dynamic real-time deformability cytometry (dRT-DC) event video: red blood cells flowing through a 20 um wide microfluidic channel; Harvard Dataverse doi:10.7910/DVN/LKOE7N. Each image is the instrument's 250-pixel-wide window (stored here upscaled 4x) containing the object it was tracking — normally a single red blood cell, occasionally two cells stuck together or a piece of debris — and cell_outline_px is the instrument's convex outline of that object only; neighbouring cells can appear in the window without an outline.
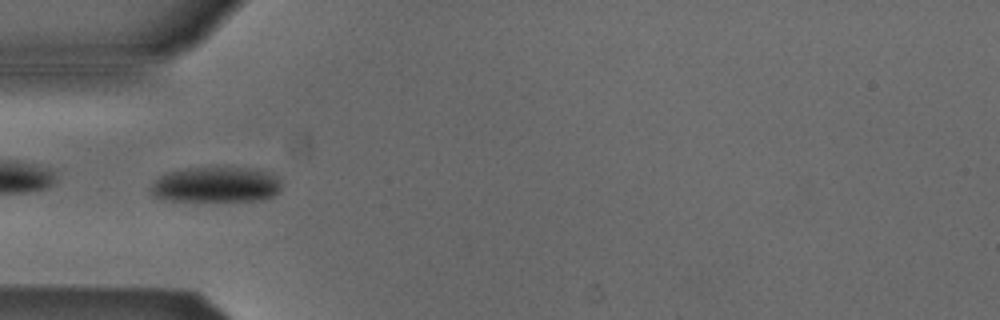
{"species": "Egyptian fruit bat (a non-hibernating species)", "species_latin": "Rousettus aegyptiacus", "temperature_condition": "cold", "stored_images_in_passage": 52, "camera_frame_rate_fps": 3000, "um_per_image_px": 0.085, "animal": {"sex": "male"}, "frame": {"image": 1, "passage_image": 16, "time_ms": 5.0, "image_size_px": [1000, 320], "cell_outline_px": [[280, 192], [264, 200], [164, 200], [148, 192], [152, 184], [160, 176], [168, 172], [188, 168], [256, 168], [272, 172], [280, 176]], "centroid_in_image_um": [18.42, 15.69], "position_along_channel_um": 66.6, "area_um2": 27.11}}
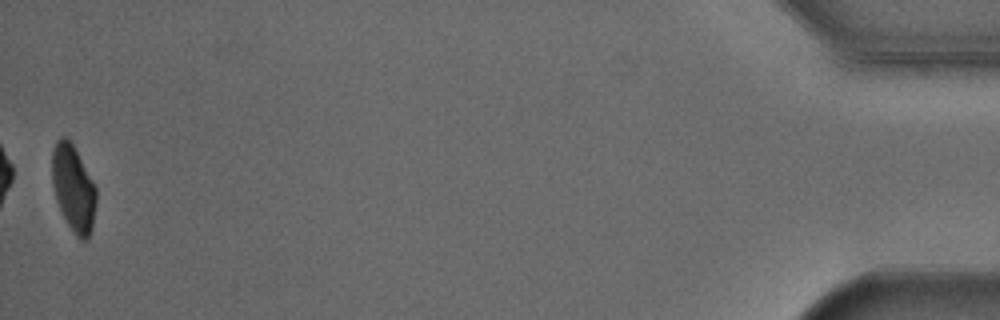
{"frame": {"image": 2, "passage_image": 52, "time_ms": 17.0, "image_size_px": [1000, 320], "cell_outline_px": [[96, 204], [92, 228], [88, 236], [84, 240], [80, 240], [76, 236], [68, 224], [56, 200], [52, 184], [52, 152], [56, 140], [60, 136], [64, 136], [72, 144], [96, 188]], "centroid_in_image_um": [6.22, 16.01], "position_along_channel_um": 429.0, "area_um2": 21.85}, "authors_computed_cell_mechanics": {"area_um2": 27.5706, "velocity_mm_per_s": 3.8516, "shape_relaxation_time_tau1_ms": 2.4848, "shape_relaxation_time_tau2_ms": null, "deformation_change_tau1": 0.0776, "deformation_change_tau2": null}}